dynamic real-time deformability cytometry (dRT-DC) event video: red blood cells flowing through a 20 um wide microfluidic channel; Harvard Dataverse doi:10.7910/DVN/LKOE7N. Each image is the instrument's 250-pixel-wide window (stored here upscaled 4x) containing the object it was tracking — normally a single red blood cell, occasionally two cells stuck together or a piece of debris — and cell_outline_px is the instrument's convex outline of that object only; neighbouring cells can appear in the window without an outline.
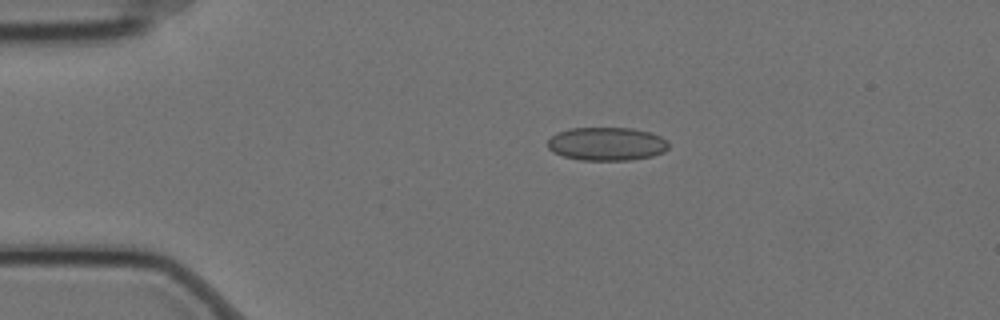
{"species": "Egyptian fruit bat (a non-hibernating species)", "species_latin": "Rousettus aegyptiacus", "temperature_condition": "cold", "stored_images_in_passage": 7, "camera_frame_rate_fps": 3000, "um_per_image_px": 0.085, "animal": {"sex": "female"}, "frame": {"image": 1, "passage_image": 3, "time_ms": 0.667, "image_size_px": [1000, 320], "cell_outline_px": [[668, 148], [664, 152], [652, 156], [628, 160], [580, 160], [564, 156], [552, 152], [548, 148], [548, 140], [556, 132], [568, 128], [632, 128], [648, 132], [660, 136], [668, 140]], "centroid_in_image_um": [51.56, 12.23], "position_along_channel_um": 33.4, "area_um2": 23.58}}
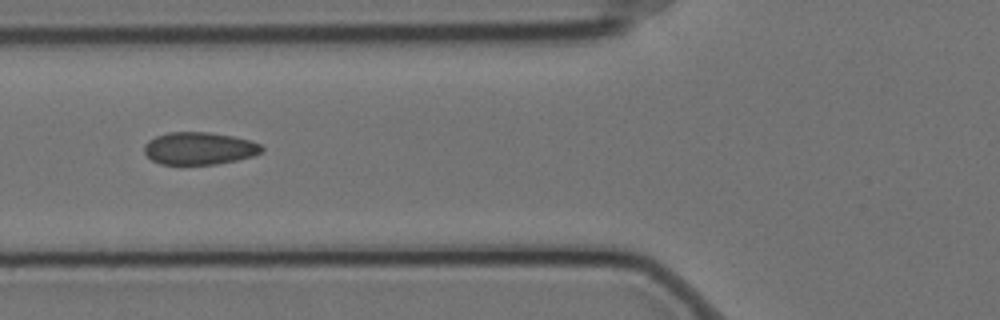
{"frame": {"image": 2, "passage_image": 6, "time_ms": 1.667, "image_size_px": [1000, 320], "cell_outline_px": [[264, 148], [260, 152], [252, 156], [236, 160], [216, 164], [160, 164], [152, 160], [144, 152], [144, 144], [148, 140], [156, 136], [168, 132], [208, 132], [232, 136], [252, 140], [260, 144]], "centroid_in_image_um": [16.92, 12.6], "position_along_channel_um": 108.9, "area_um2": 22.2}}
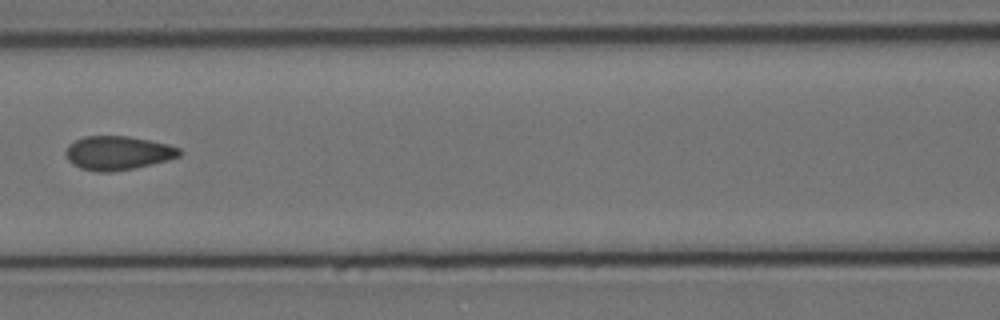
{"frame": {"image": 3, "passage_image": 7, "time_ms": 2.0, "image_size_px": [1000, 320], "cell_outline_px": [[184, 152], [180, 156], [168, 160], [132, 168], [112, 172], [96, 172], [80, 168], [72, 164], [68, 160], [64, 152], [68, 144], [84, 136], [128, 136], [168, 144], [180, 148]], "centroid_in_image_um": [10.0, 13.0], "position_along_channel_um": 156.6, "area_um2": 22.54}}